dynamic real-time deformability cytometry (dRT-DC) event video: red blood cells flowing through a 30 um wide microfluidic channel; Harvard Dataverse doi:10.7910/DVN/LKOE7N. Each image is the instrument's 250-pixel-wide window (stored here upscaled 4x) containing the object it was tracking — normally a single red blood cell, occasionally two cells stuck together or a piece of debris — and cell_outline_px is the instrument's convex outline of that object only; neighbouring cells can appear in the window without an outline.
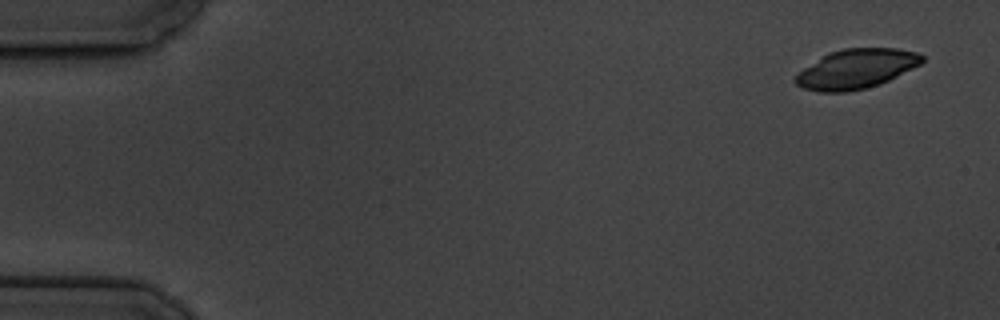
{"species": "common noctule bat (a hibernating species)", "species_latin": "Nyctalus noctula", "temperature_condition": "cold", "stored_images_in_passage": 5, "camera_frame_rate_fps": 3000, "um_per_image_px": 0.085, "animal": {"sex": "male", "body_mass_g": 19.5, "forearm_length_mm": 54.6}, "frame": {"image": 1, "passage_image": 1, "time_ms": 0.0, "image_size_px": [1000, 320], "cell_outline_px": [[924, 60], [920, 64], [880, 84], [848, 92], [820, 92], [804, 88], [796, 84], [792, 80], [804, 68], [828, 52], [844, 48], [896, 48], [916, 52], [924, 56]], "centroid_in_image_um": [72.77, 5.85], "position_along_channel_um": 12.2, "area_um2": 28.9}}